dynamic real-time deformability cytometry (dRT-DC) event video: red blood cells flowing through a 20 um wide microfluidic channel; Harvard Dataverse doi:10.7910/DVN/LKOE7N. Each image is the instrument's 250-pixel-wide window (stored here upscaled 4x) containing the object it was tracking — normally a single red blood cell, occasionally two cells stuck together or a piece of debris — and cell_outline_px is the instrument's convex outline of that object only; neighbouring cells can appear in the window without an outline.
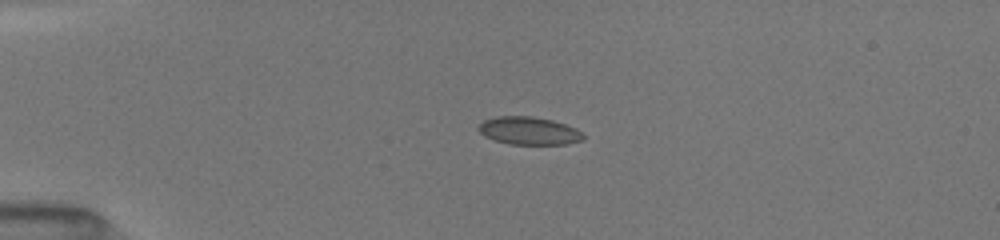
{"species": "common noctule bat (a hibernating species)", "species_latin": "Nyctalus noctula", "temperature_condition": "room temperature", "stored_images_in_passage": 39, "camera_frame_rate_fps": 3000, "um_per_image_px": 0.085, "animal": {"sex": "female", "body_mass_g": 19.5, "forearm_length_mm": 54.1}, "frame": {"image": 1, "passage_image": 1, "time_ms": 0.0, "image_size_px": [1000, 240], "cell_outline_px": [[584, 140], [564, 144], [508, 144], [484, 136], [476, 128], [484, 120], [496, 116], [532, 116], [552, 120], [576, 128], [584, 132]], "centroid_in_image_um": [44.97, 11.11], "position_along_channel_um": 40.0, "area_um2": 17.05}}
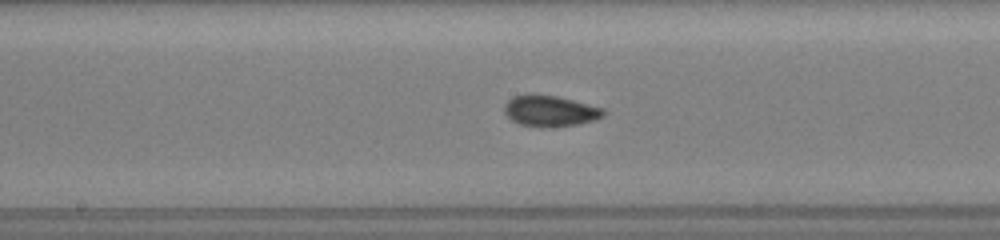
{"frame": {"image": 2, "passage_image": 16, "time_ms": 5.0, "image_size_px": [1000, 240], "cell_outline_px": [[608, 112], [604, 116], [596, 120], [580, 124], [548, 128], [520, 124], [512, 120], [504, 112], [504, 104], [512, 96], [528, 92], [532, 92], [556, 96], [604, 108]], "centroid_in_image_um": [46.76, 9.41], "position_along_channel_um": 201.4, "area_um2": 18.44}}
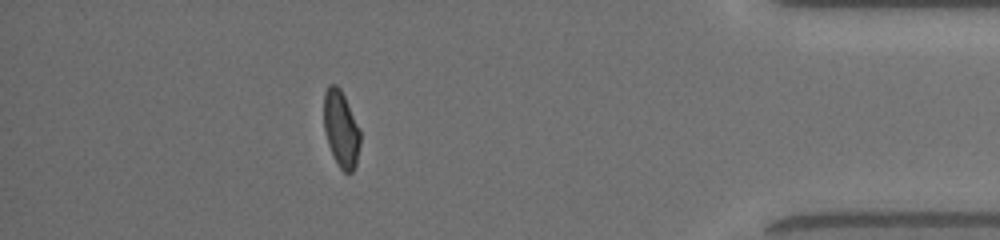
{"frame": {"image": 3, "passage_image": 34, "time_ms": 11.0, "image_size_px": [1000, 240], "cell_outline_px": [[360, 144], [356, 164], [352, 172], [344, 172], [340, 168], [328, 144], [324, 132], [324, 92], [328, 84], [336, 84], [340, 88], [344, 96], [360, 132]], "centroid_in_image_um": [28.97, 10.94], "position_along_channel_um": 406.2, "area_um2": 15.95}, "authors_computed_cell_mechanics": {"area_um2": 17.051, "velocity_mm_per_s": 4.0772, "shape_relaxation_time_tau1_ms": 8.215, "shape_relaxation_time_tau2_ms": 1.2891, "deformation_change_tau1": 0.1656, "deformation_change_tau2": 0.0595}}